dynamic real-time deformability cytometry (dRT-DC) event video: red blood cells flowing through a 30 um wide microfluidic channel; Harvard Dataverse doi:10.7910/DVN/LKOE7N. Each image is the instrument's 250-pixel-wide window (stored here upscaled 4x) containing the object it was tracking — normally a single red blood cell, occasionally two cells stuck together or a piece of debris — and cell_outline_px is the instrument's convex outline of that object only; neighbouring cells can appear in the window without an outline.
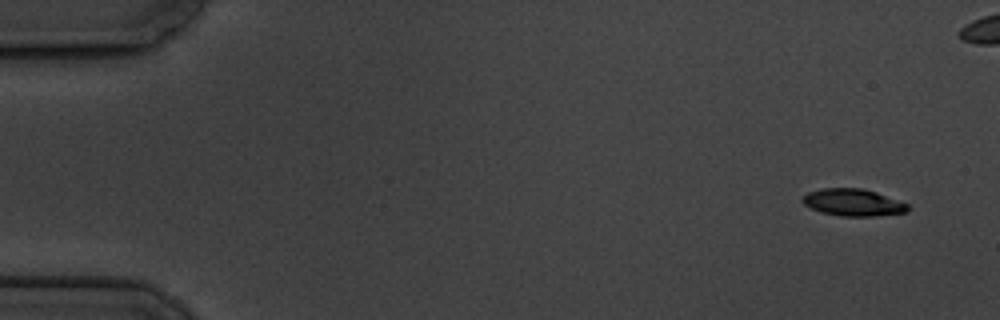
{"species": "common noctule bat (a hibernating species)", "species_latin": "Nyctalus noctula", "temperature_condition": "cold", "stored_images_in_passage": 6, "camera_frame_rate_fps": 3000, "um_per_image_px": 0.085, "animal": {"sex": "male", "body_mass_g": 19.5, "forearm_length_mm": 54.6}, "frame": {"image": 1, "passage_image": 1, "time_ms": 0.0, "image_size_px": [1000, 320], "cell_outline_px": [[908, 208], [904, 212], [872, 216], [840, 216], [820, 212], [804, 204], [800, 200], [808, 192], [824, 188], [864, 188], [876, 192], [908, 204]], "centroid_in_image_um": [72.47, 17.2], "position_along_channel_um": 12.5, "area_um2": 16.42}}